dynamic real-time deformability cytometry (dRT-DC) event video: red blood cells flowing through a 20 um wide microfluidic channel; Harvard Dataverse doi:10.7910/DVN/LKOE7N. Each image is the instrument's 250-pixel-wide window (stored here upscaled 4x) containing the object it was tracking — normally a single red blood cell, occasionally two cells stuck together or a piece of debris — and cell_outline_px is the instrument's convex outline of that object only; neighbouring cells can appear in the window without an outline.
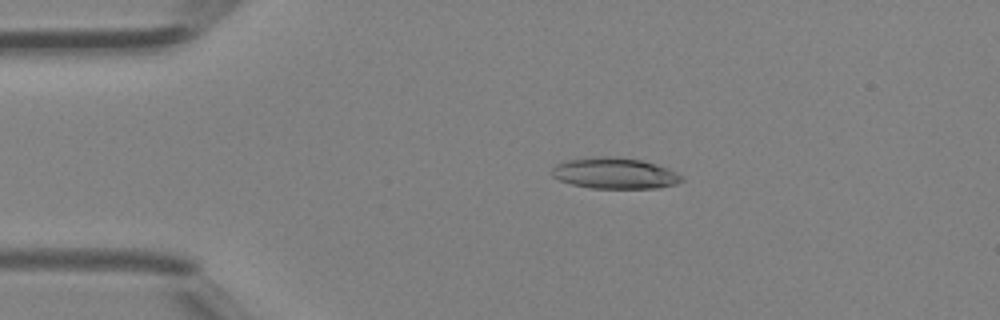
{"species": "Egyptian fruit bat (a non-hibernating species)", "species_latin": "Rousettus aegyptiacus", "temperature_condition": "room temperature", "stored_images_in_passage": 35, "camera_frame_rate_fps": 3000, "um_per_image_px": 0.085, "animal": {"sex": "female"}, "frame": {"image": 1, "passage_image": 2, "time_ms": 0.333, "image_size_px": [1000, 320], "cell_outline_px": [[684, 180], [676, 184], [660, 188], [592, 188], [572, 184], [560, 180], [552, 176], [552, 168], [556, 164], [568, 160], [604, 156], [612, 156], [640, 160], [656, 164], [668, 168], [684, 176]], "centroid_in_image_um": [52.29, 14.73], "position_along_channel_um": 32.7, "area_um2": 23.41}}
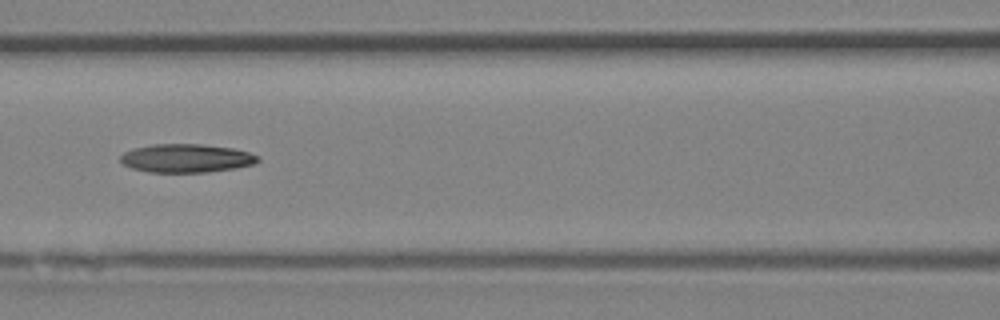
{"frame": {"image": 2, "passage_image": 12, "time_ms": 3.667, "image_size_px": [1000, 320], "cell_outline_px": [[260, 160], [256, 164], [236, 168], [208, 172], [148, 172], [132, 168], [124, 164], [120, 160], [120, 156], [124, 152], [132, 148], [152, 144], [200, 144], [232, 148], [248, 152], [260, 156]], "centroid_in_image_um": [15.85, 13.45], "position_along_channel_um": 150.7, "area_um2": 22.95}}
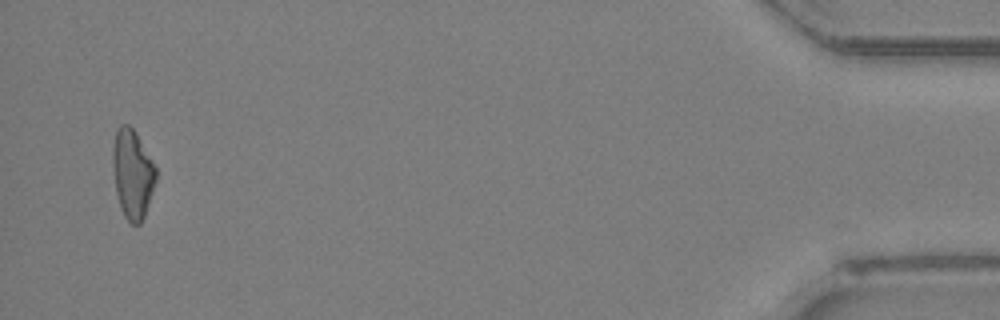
{"frame": {"image": 3, "passage_image": 34, "time_ms": 11.0, "image_size_px": [1000, 320], "cell_outline_px": [[156, 180], [144, 216], [140, 224], [132, 224], [124, 216], [120, 208], [116, 192], [112, 164], [112, 148], [116, 132], [120, 124], [128, 124], [136, 132], [152, 160], [156, 168]], "centroid_in_image_um": [11.25, 14.77], "position_along_channel_um": 424.0, "area_um2": 22.31}}